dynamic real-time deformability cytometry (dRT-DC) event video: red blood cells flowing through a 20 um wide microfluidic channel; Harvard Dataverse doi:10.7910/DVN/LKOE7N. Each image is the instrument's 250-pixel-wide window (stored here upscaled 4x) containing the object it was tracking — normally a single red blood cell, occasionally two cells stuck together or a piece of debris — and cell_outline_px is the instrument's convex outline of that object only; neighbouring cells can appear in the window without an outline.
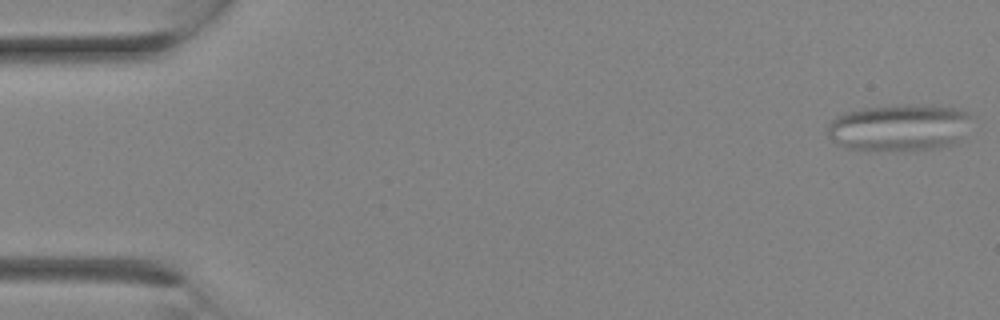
{"species": "Egyptian fruit bat (a non-hibernating species)", "species_latin": "Rousettus aegyptiacus", "temperature_condition": "room temperature", "stored_images_in_passage": 13, "segment_of_instrument_passage": [1, 2], "camera_frame_rate_fps": 3000, "um_per_image_px": 0.085, "animal": {"sex": "female"}, "frame": {"image": 1, "passage_image": 1, "time_ms": 0.0, "image_size_px": [1000, 320], "cell_outline_px": [[972, 116], [956, 140], [952, 144], [936, 148], [872, 152], [844, 148], [832, 140], [828, 136], [828, 124], [836, 116], [844, 112], [864, 108], [900, 104], [904, 104], [952, 108], [968, 112]], "centroid_in_image_um": [76.31, 10.86], "position_along_channel_um": 8.7, "area_um2": 39.19}}